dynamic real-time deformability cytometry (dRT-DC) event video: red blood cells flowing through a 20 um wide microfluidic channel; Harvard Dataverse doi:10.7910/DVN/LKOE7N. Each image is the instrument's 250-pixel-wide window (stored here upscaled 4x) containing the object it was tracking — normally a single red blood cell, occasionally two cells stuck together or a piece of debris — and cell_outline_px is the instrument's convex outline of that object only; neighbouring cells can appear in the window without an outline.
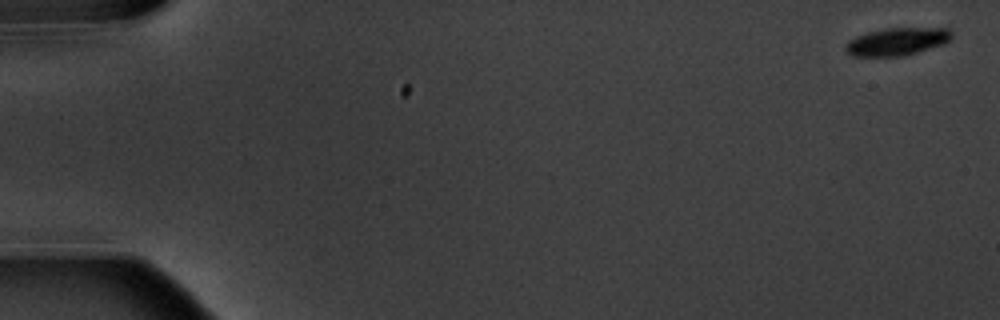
{"species": "common noctule bat (a hibernating species)", "species_latin": "Nyctalus noctula", "temperature_condition": "warm", "stored_images_in_passage": 5, "camera_frame_rate_fps": 3000, "um_per_image_px": 0.085, "animal": {"sex": "male", "body_mass_g": 20.1, "forearm_length_mm": 53.5}, "frame": {"image": 1, "passage_image": 1, "time_ms": 0.0, "image_size_px": [1000, 320], "cell_outline_px": [[952, 36], [944, 44], [916, 52], [900, 56], [852, 56], [844, 48], [844, 44], [848, 40], [856, 36], [868, 32], [888, 28], [948, 28], [952, 32]], "centroid_in_image_um": [76.22, 3.53], "position_along_channel_um": 8.8, "area_um2": 16.99}}
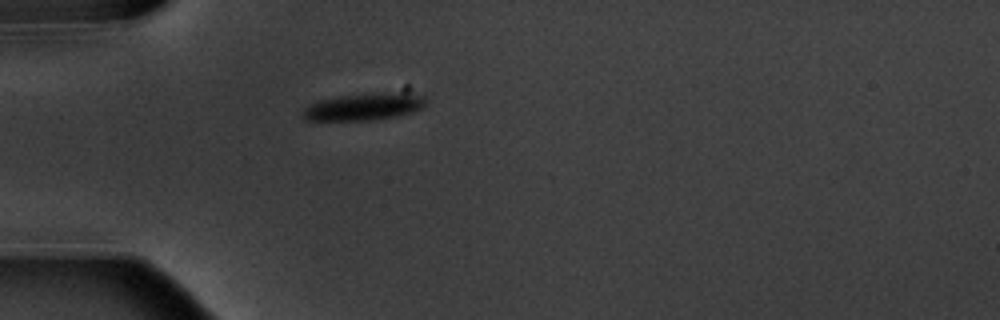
{"frame": {"image": 2, "passage_image": 5, "time_ms": 5.333, "image_size_px": [1000, 320], "cell_outline_px": [[424, 104], [420, 108], [412, 112], [392, 116], [368, 120], [308, 120], [300, 112], [308, 104], [320, 100], [340, 96], [392, 92], [396, 92], [424, 96]], "centroid_in_image_um": [30.87, 9.07], "position_along_channel_um": 54.1, "area_um2": 18.84}}